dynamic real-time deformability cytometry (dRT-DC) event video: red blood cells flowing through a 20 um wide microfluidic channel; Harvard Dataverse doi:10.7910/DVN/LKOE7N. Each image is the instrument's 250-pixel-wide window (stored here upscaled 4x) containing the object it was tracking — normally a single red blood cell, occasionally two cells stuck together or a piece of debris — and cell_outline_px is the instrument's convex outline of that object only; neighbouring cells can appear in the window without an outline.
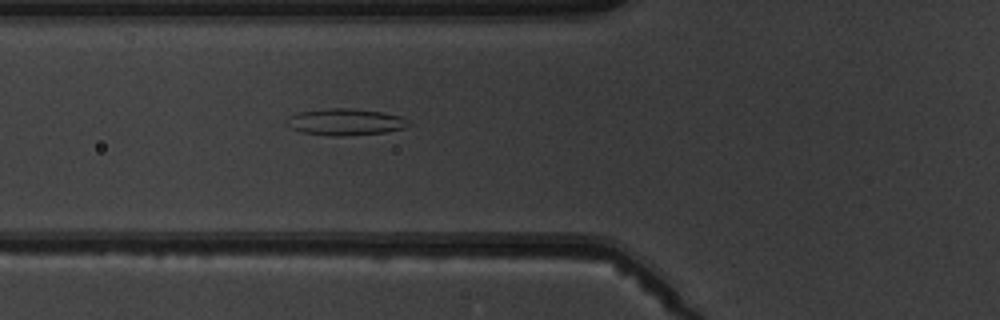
{"species": "common noctule bat (a hibernating species)", "species_latin": "Nyctalus noctula", "temperature_condition": "warm", "stored_images_in_passage": 3, "camera_frame_rate_fps": 3000, "um_per_image_px": 0.085, "animal": {"sex": "male", "body_mass_g": 19.5, "forearm_length_mm": 54.6}, "frame": {"image": 1, "passage_image": 3, "time_ms": 2.333, "image_size_px": [1000, 320], "cell_outline_px": [[412, 124], [404, 128], [384, 132], [344, 136], [336, 136], [300, 132], [292, 128], [288, 116], [300, 112], [324, 108], [352, 108], [384, 112], [400, 116]], "centroid_in_image_um": [29.4, 10.35], "position_along_channel_um": 96.4, "area_um2": 18.73}}